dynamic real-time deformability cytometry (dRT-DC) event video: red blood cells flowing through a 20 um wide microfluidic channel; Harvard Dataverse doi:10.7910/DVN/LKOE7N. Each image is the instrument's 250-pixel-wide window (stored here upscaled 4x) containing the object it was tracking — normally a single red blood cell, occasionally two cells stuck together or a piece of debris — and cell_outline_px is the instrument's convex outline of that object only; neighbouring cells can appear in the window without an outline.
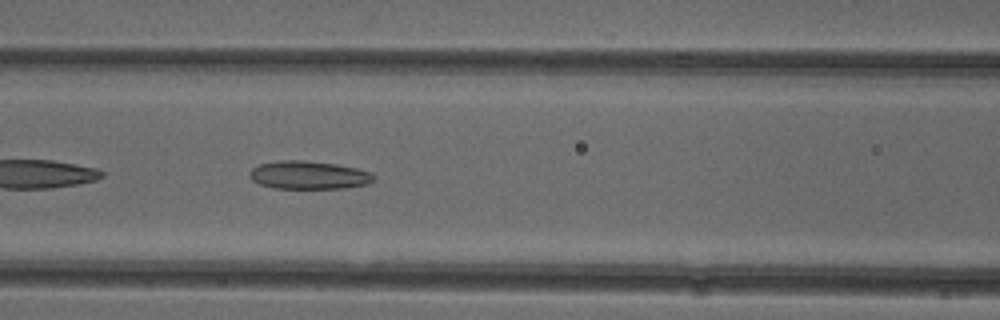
{"species": "common noctule bat (a hibernating species)", "species_latin": "Nyctalus noctula", "temperature_condition": "cold", "stored_images_in_passage": 38, "camera_frame_rate_fps": 3000, "um_per_image_px": 0.085, "animal": {"sex": "female"}, "frame": {"image": 1, "passage_image": 12, "time_ms": 3.667, "image_size_px": [1000, 320], "cell_outline_px": [[376, 180], [368, 184], [344, 188], [276, 188], [260, 184], [252, 180], [248, 172], [252, 168], [260, 164], [280, 160], [304, 160], [336, 164], [356, 168], [372, 172], [376, 176]], "centroid_in_image_um": [26.28, 14.88], "position_along_channel_um": 140.3, "area_um2": 20.46}}
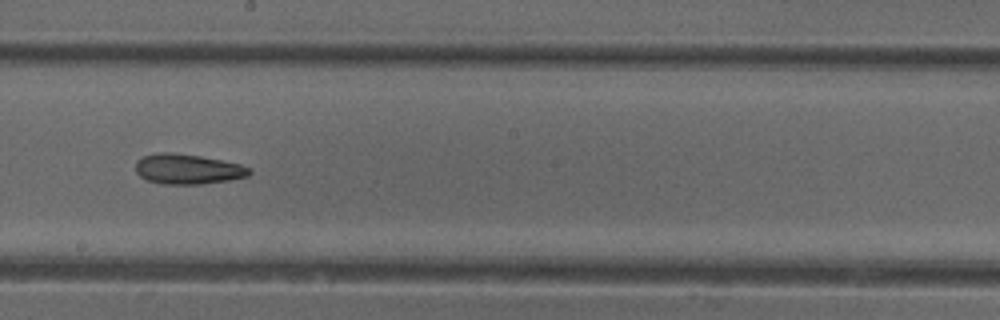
{"frame": {"image": 2, "passage_image": 19, "time_ms": 6.0, "image_size_px": [1000, 320], "cell_outline_px": [[252, 172], [248, 176], [228, 180], [200, 184], [164, 184], [148, 180], [140, 176], [136, 172], [136, 160], [144, 156], [156, 152], [172, 152], [200, 156], [240, 164], [248, 168]], "centroid_in_image_um": [15.93, 14.36], "position_along_channel_um": 232.3, "area_um2": 19.83}}
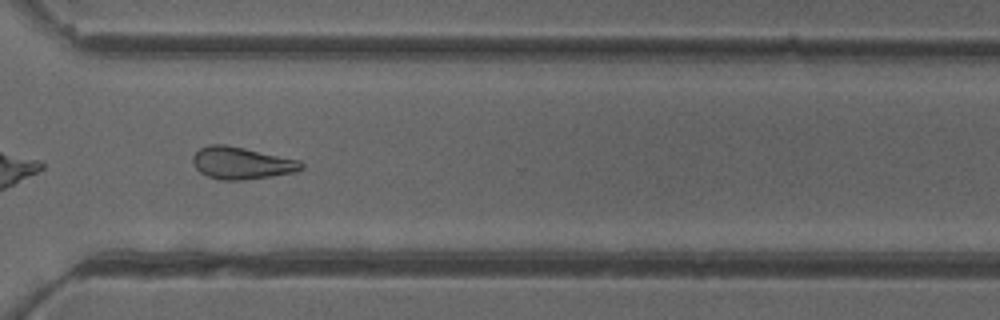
{"frame": {"image": 3, "passage_image": 28, "time_ms": 9.0, "image_size_px": [1000, 320], "cell_outline_px": [[304, 168], [296, 172], [272, 176], [244, 180], [220, 180], [208, 176], [200, 172], [192, 164], [192, 156], [200, 148], [208, 144], [224, 144], [244, 148], [300, 160], [304, 164]], "centroid_in_image_um": [20.53, 13.86], "position_along_channel_um": 350.1, "area_um2": 20.46}, "authors_computed_cell_mechanics": {"area_um2": 20.4612, "velocity_mm_per_s": 3.9413, "shape_relaxation_time_tau1_ms": null, "shape_relaxation_time_tau2_ms": 6.1407, "deformation_change_tau1": null, "deformation_change_tau2": 0.1478}}